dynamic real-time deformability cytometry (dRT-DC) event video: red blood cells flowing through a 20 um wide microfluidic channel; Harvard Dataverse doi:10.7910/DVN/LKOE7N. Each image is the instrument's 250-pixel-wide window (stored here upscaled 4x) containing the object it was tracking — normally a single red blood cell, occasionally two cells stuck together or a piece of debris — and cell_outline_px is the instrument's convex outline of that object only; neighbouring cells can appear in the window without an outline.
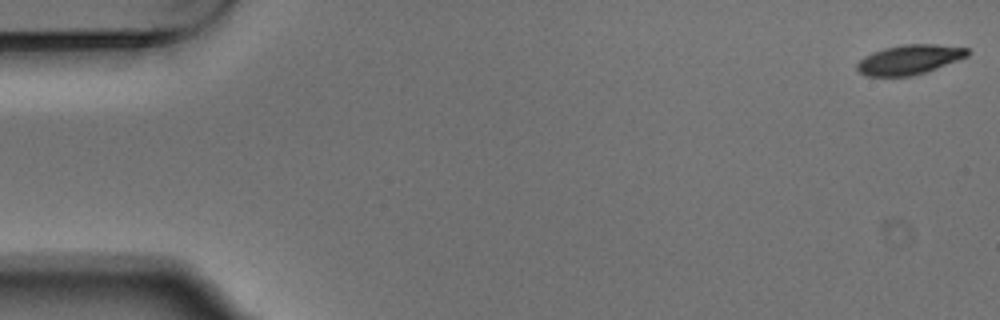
{"species": "Egyptian fruit bat (a non-hibernating species)", "species_latin": "Rousettus aegyptiacus", "temperature_condition": "warm", "stored_images_in_passage": 8, "camera_frame_rate_fps": 3000, "um_per_image_px": 0.085, "animal": {"sex": "male"}, "frame": {"image": 1, "passage_image": 1, "time_ms": 0.0, "image_size_px": [1000, 320], "cell_outline_px": [[968, 56], [936, 68], [912, 76], [864, 76], [856, 68], [856, 64], [864, 56], [872, 52], [884, 48], [904, 44], [936, 44], [968, 48]], "centroid_in_image_um": [77.26, 5.06], "position_along_channel_um": 7.7, "area_um2": 18.96}}
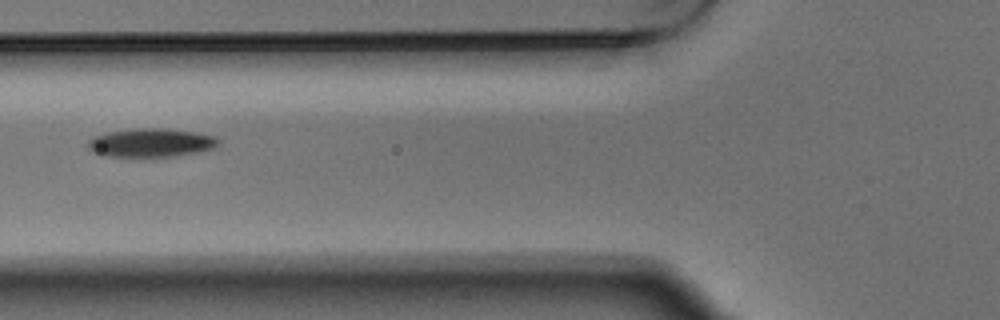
{"frame": {"image": 2, "passage_image": 5, "time_ms": 1.333, "image_size_px": [1000, 320], "cell_outline_px": [[220, 144], [212, 148], [196, 152], [176, 156], [108, 156], [92, 152], [88, 148], [88, 140], [92, 136], [108, 132], [136, 128], [168, 128], [216, 136], [220, 140]], "centroid_in_image_um": [12.82, 12.12], "position_along_channel_um": 113.0, "area_um2": 21.68}}
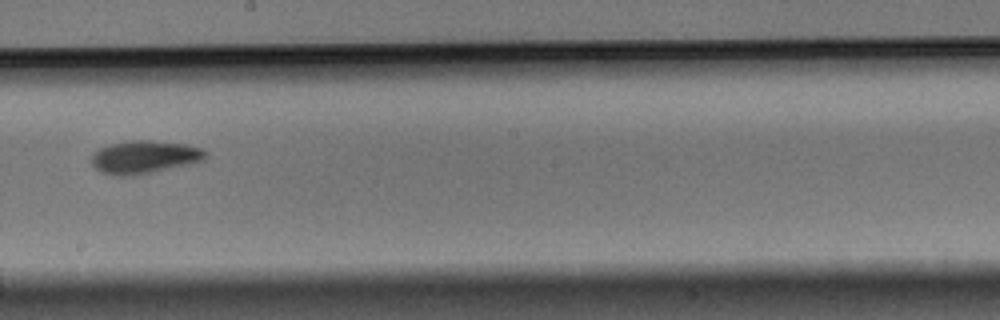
{"frame": {"image": 3, "passage_image": 8, "time_ms": 2.333, "image_size_px": [1000, 320], "cell_outline_px": [[208, 156], [204, 160], [132, 176], [120, 176], [100, 172], [92, 164], [92, 156], [100, 148], [112, 144], [132, 140], [152, 140], [188, 144], [200, 148], [208, 152]], "centroid_in_image_um": [12.3, 13.34], "position_along_channel_um": 235.9, "area_um2": 21.62}}